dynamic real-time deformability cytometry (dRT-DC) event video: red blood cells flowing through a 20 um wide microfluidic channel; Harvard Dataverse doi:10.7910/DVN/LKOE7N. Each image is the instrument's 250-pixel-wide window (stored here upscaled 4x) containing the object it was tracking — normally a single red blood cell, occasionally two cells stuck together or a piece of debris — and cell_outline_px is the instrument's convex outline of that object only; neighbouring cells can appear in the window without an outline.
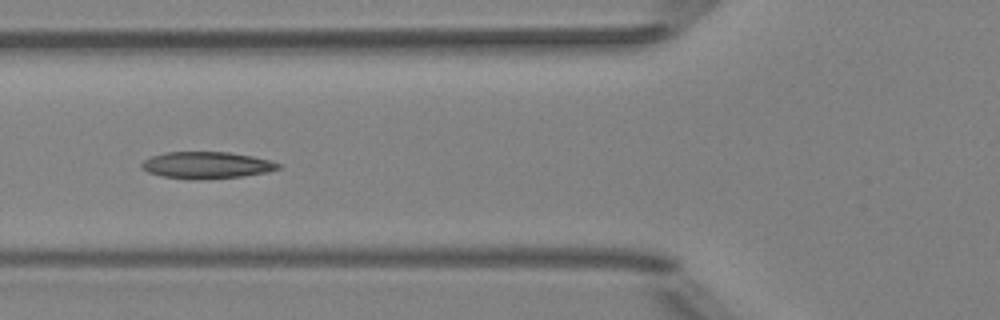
{"species": "Egyptian fruit bat (a non-hibernating species)", "species_latin": "Rousettus aegyptiacus", "temperature_condition": "room temperature", "stored_images_in_passage": 9, "camera_frame_rate_fps": 3000, "um_per_image_px": 0.085, "animal": {"sex": "female"}, "frame": {"image": 1, "passage_image": 6, "time_ms": 5.667, "image_size_px": [1000, 320], "cell_outline_px": [[280, 168], [268, 172], [244, 176], [196, 180], [164, 176], [148, 172], [140, 168], [140, 164], [144, 160], [152, 156], [168, 152], [228, 152], [252, 156], [268, 160], [280, 164]], "centroid_in_image_um": [17.55, 14.04], "position_along_channel_um": 108.2, "area_um2": 21.21}}
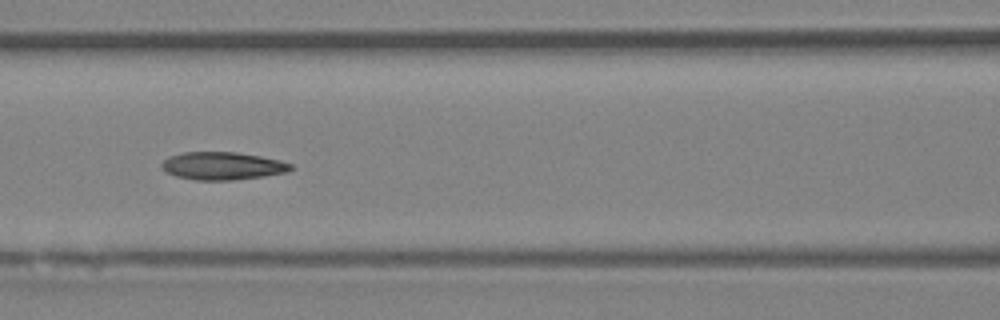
{"frame": {"image": 2, "passage_image": 7, "time_ms": 6.667, "image_size_px": [1000, 320], "cell_outline_px": [[292, 168], [288, 172], [264, 176], [232, 180], [196, 180], [176, 176], [160, 168], [160, 164], [168, 156], [184, 152], [236, 152], [260, 156], [280, 160], [292, 164]], "centroid_in_image_um": [18.9, 14.1], "position_along_channel_um": 147.7, "area_um2": 20.92}}
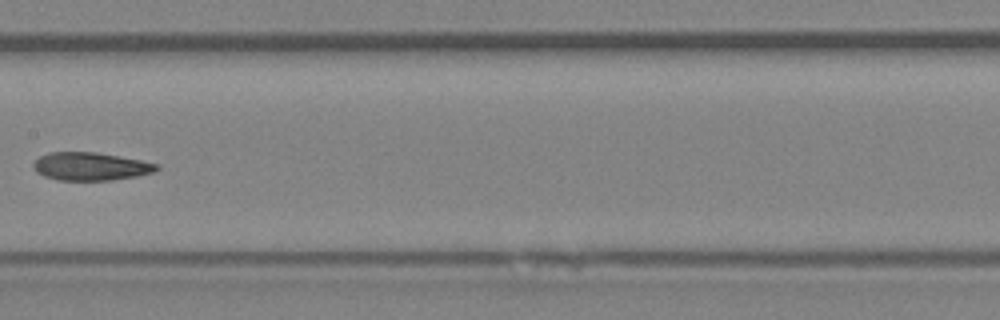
{"frame": {"image": 3, "passage_image": 8, "time_ms": 8.0, "image_size_px": [1000, 320], "cell_outline_px": [[160, 168], [152, 172], [136, 176], [112, 180], [56, 180], [44, 176], [36, 172], [32, 164], [40, 156], [48, 152], [96, 152], [140, 160], [160, 164]], "centroid_in_image_um": [7.68, 14.14], "position_along_channel_um": 199.7, "area_um2": 20.11}}